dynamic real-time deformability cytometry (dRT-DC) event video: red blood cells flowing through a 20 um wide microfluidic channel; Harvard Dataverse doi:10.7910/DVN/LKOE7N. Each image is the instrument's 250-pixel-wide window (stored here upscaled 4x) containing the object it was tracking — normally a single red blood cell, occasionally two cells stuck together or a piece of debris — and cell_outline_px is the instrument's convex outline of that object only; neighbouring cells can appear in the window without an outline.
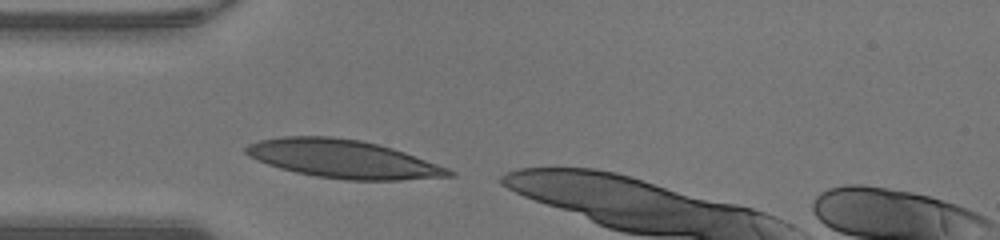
{"species": "human", "species_latin": "Homo sapiens", "temperature_condition": "warm", "stored_images_in_passage": 11, "camera_frame_rate_fps": 3000, "um_per_image_px": 0.085, "donor": {"sex": "male"}, "frame": {"image": 1, "passage_image": 1, "time_ms": 0.0, "image_size_px": [1000, 240], "cell_outline_px": [[456, 176], [400, 180], [344, 180], [316, 176], [296, 172], [280, 168], [256, 160], [248, 156], [244, 152], [244, 148], [248, 144], [260, 140], [280, 136], [332, 136], [360, 140], [380, 144], [404, 152], [448, 168], [456, 172]], "centroid_in_image_um": [29.15, 13.51], "position_along_channel_um": 55.8, "area_um2": 45.32}}
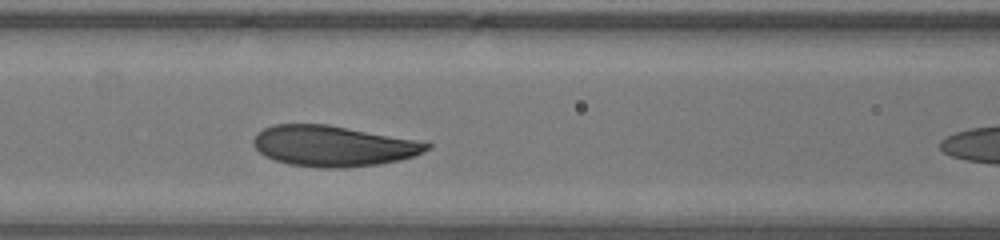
{"frame": {"image": 2, "passage_image": 7, "time_ms": 2.0, "image_size_px": [1000, 240], "cell_outline_px": [[432, 148], [424, 152], [400, 160], [380, 164], [344, 168], [320, 168], [288, 164], [264, 156], [252, 144], [252, 140], [256, 132], [272, 124], [328, 124], [416, 140], [432, 144]], "centroid_in_image_um": [28.29, 12.41], "position_along_channel_um": 138.3, "area_um2": 41.33}}
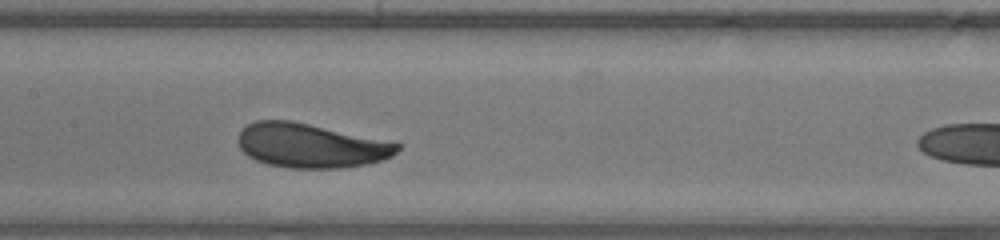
{"frame": {"image": 3, "passage_image": 10, "time_ms": 3.0, "image_size_px": [1000, 240], "cell_outline_px": [[400, 148], [392, 156], [368, 164], [340, 168], [288, 168], [268, 164], [256, 160], [248, 156], [240, 148], [236, 140], [240, 132], [248, 124], [256, 120], [292, 120], [400, 144]], "centroid_in_image_um": [26.35, 12.38], "position_along_channel_um": 181.0, "area_um2": 40.75}}